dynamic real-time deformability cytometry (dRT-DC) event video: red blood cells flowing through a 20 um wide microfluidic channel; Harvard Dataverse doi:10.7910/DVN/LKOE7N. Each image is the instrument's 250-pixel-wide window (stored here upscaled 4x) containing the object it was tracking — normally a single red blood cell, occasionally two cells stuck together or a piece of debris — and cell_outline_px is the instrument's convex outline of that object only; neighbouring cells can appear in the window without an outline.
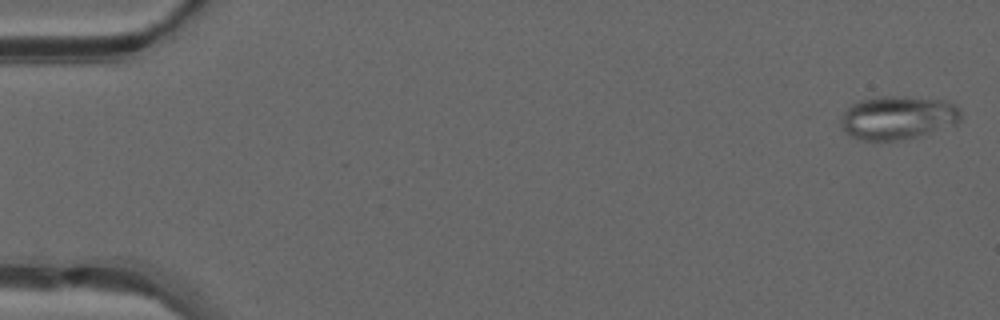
{"species": "common noctule bat (a hibernating species)", "species_latin": "Nyctalus noctula", "temperature_condition": "warm", "stored_images_in_passage": 13, "camera_frame_rate_fps": 3000, "um_per_image_px": 0.085, "animal": {"sex": "male", "forearm_length_mm": 52.5}, "frame": {"image": 1, "passage_image": 1, "time_ms": 0.0, "image_size_px": [1000, 320], "cell_outline_px": [[960, 120], [956, 124], [920, 136], [900, 140], [860, 140], [848, 136], [844, 132], [840, 124], [840, 120], [844, 112], [852, 104], [860, 100], [876, 96], [904, 96], [944, 100], [956, 104], [960, 108]], "centroid_in_image_um": [76.3, 10.0], "position_along_channel_um": 8.7, "area_um2": 30.81}}